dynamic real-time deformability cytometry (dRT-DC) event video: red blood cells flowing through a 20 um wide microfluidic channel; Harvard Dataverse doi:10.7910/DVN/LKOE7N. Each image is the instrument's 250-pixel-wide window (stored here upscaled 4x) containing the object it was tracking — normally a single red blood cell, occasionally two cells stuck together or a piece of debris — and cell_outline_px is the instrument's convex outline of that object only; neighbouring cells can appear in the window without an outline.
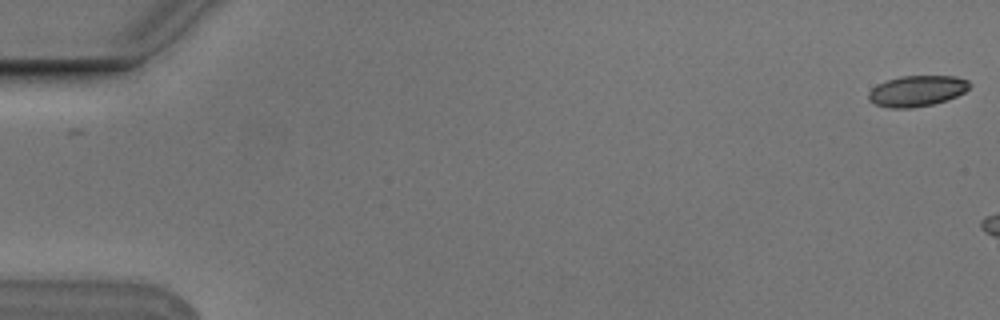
{"species": "Egyptian fruit bat (a non-hibernating species)", "species_latin": "Rousettus aegyptiacus", "temperature_condition": "cold", "stored_images_in_passage": 2, "camera_frame_rate_fps": 3000, "um_per_image_px": 0.085, "animal": {"sex": "male"}, "frame": {"image": 1, "passage_image": 2, "time_ms": 0.333, "image_size_px": [1000, 320], "cell_outline_px": [[972, 84], [964, 92], [956, 96], [932, 104], [912, 108], [888, 108], [876, 104], [868, 100], [868, 92], [876, 84], [900, 76], [956, 76], [968, 80]], "centroid_in_image_um": [77.92, 7.72], "position_along_channel_um": 7.1, "area_um2": 18.15}}